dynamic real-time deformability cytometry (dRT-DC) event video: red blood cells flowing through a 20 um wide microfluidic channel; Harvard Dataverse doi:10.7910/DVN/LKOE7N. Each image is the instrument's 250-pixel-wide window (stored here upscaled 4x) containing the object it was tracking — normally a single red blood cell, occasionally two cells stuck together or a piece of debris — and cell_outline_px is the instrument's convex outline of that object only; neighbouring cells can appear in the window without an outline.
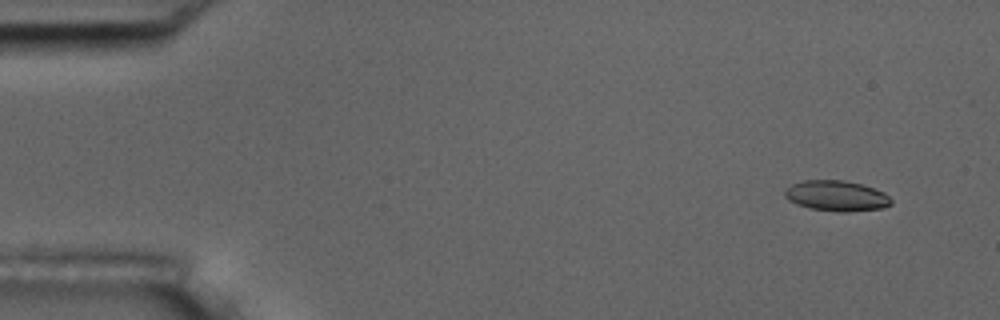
{"species": "common noctule bat (a hibernating species)", "species_latin": "Nyctalus noctula", "temperature_condition": "room temperature", "stored_images_in_passage": 5, "camera_frame_rate_fps": 3000, "um_per_image_px": 0.085, "animal": {"sex": "male", "body_mass_g": 17.5, "forearm_length_mm": 52.3}, "frame": {"image": 1, "passage_image": 1, "time_ms": 0.0, "image_size_px": [1000, 320], "cell_outline_px": [[892, 204], [884, 208], [848, 212], [836, 212], [812, 208], [796, 204], [788, 200], [784, 196], [784, 188], [792, 184], [804, 180], [844, 180], [860, 184], [884, 192], [892, 200]], "centroid_in_image_um": [71.08, 16.65], "position_along_channel_um": 13.9, "area_um2": 19.02}}
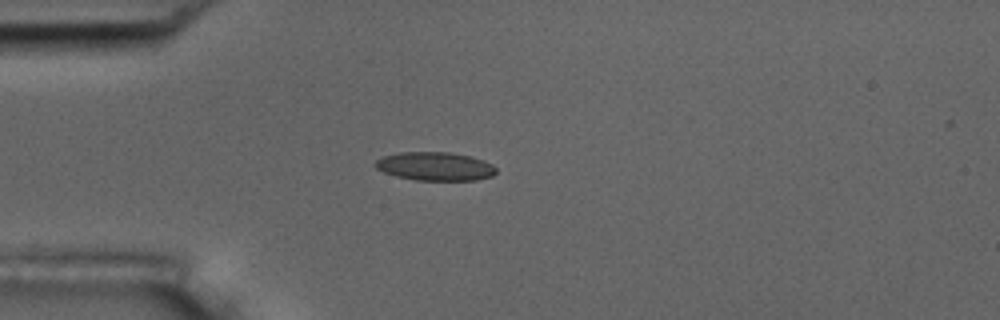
{"frame": {"image": 2, "passage_image": 4, "time_ms": 3.667, "image_size_px": [1000, 320], "cell_outline_px": [[496, 172], [492, 176], [476, 180], [416, 180], [396, 176], [384, 172], [376, 168], [372, 164], [380, 156], [400, 152], [448, 152], [472, 156], [484, 160], [492, 164], [496, 168]], "centroid_in_image_um": [36.96, 14.13], "position_along_channel_um": 48.0, "area_um2": 20.29}}